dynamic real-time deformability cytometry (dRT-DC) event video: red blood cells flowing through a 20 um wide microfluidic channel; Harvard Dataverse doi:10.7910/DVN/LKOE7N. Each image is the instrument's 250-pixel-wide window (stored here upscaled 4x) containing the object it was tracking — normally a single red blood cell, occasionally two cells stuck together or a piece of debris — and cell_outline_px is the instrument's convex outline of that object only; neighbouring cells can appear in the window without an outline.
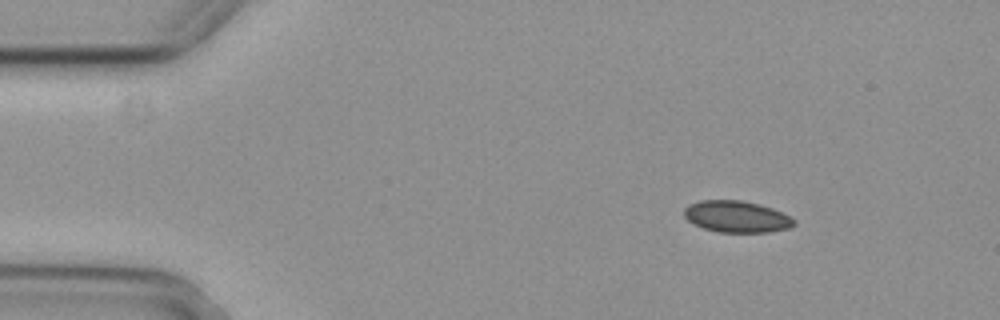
{"species": "common noctule bat (a hibernating species)", "species_latin": "Nyctalus noctula", "temperature_condition": "cold", "stored_images_in_passage": 4, "segment_of_instrument_passage": [1, 2], "camera_frame_rate_fps": 3000, "um_per_image_px": 0.085, "animal": {"sex": "female", "body_mass_g": 29.2, "forearm_length_mm": 56.3}, "frame": {"image": 1, "passage_image": 1, "time_ms": 0.0, "image_size_px": [1000, 320], "cell_outline_px": [[796, 224], [788, 228], [768, 232], [716, 232], [692, 224], [684, 216], [684, 208], [688, 204], [700, 200], [740, 200], [772, 208], [796, 220]], "centroid_in_image_um": [62.57, 18.42], "position_along_channel_um": 22.4, "area_um2": 20.17}}